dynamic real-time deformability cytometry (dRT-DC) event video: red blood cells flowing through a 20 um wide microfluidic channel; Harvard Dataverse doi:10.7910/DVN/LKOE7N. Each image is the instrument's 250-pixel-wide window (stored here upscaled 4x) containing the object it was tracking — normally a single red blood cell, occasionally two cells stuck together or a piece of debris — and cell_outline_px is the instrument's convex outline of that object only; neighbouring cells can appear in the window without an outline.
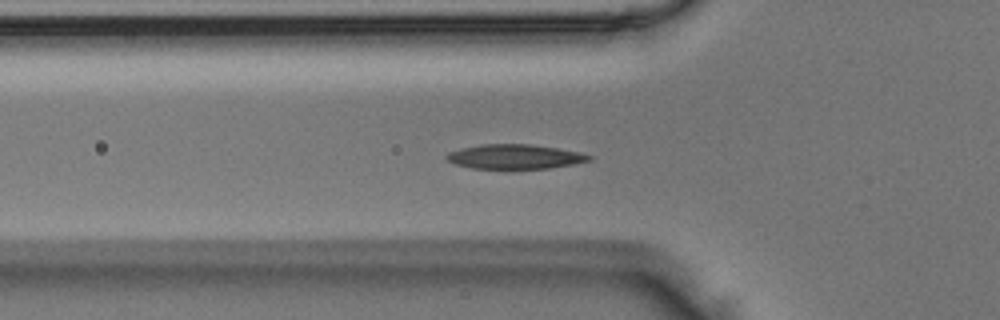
{"species": "Egyptian fruit bat (a non-hibernating species)", "species_latin": "Rousettus aegyptiacus", "temperature_condition": "room temperature", "stored_images_in_passage": 53, "camera_frame_rate_fps": 3000, "um_per_image_px": 0.085, "animal": {"sex": "male"}, "frame": {"image": 1, "passage_image": 18, "time_ms": 5.667, "image_size_px": [1000, 320], "cell_outline_px": [[592, 160], [572, 164], [548, 168], [472, 168], [456, 164], [448, 160], [444, 156], [448, 152], [460, 148], [480, 144], [528, 144], [556, 148], [580, 152], [592, 156]], "centroid_in_image_um": [43.73, 13.3], "position_along_channel_um": 82.1, "area_um2": 20.17}}
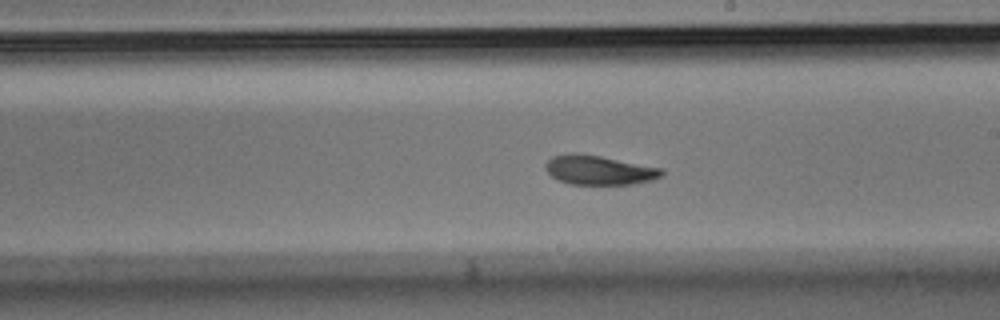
{"frame": {"image": 2, "passage_image": 30, "time_ms": 9.667, "image_size_px": [1000, 320], "cell_outline_px": [[664, 176], [652, 180], [632, 184], [568, 184], [556, 180], [544, 168], [544, 164], [552, 156], [572, 152], [576, 152], [600, 156], [664, 168]], "centroid_in_image_um": [50.92, 14.45], "position_along_channel_um": 238.1, "area_um2": 20.17}}
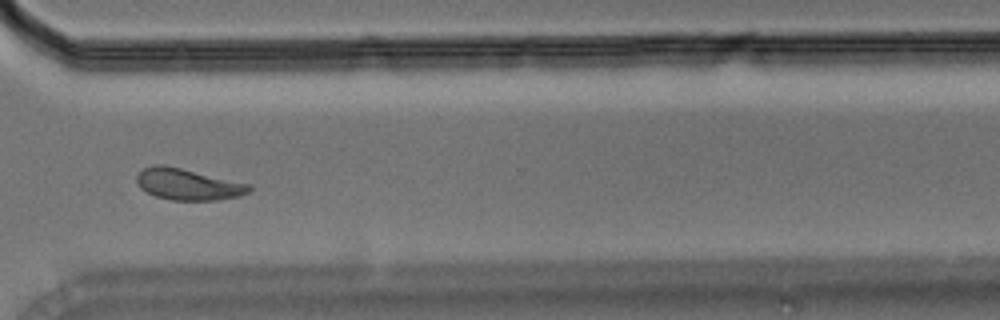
{"frame": {"image": 3, "passage_image": 39, "time_ms": 12.667, "image_size_px": [1000, 320], "cell_outline_px": [[252, 188], [248, 192], [240, 196], [216, 200], [172, 200], [156, 196], [140, 188], [136, 180], [136, 176], [144, 168], [152, 164], [164, 164], [252, 184]], "centroid_in_image_um": [15.99, 15.65], "position_along_channel_um": 354.6, "area_um2": 20.63}}